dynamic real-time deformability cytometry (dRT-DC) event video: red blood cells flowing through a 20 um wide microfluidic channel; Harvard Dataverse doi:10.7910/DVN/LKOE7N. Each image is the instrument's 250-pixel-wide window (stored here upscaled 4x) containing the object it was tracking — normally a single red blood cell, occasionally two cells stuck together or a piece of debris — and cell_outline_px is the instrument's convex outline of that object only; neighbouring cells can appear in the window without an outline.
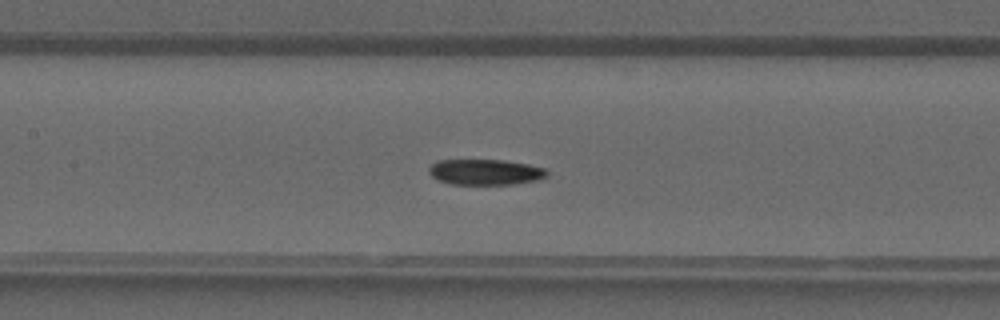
{"species": "common noctule bat (a hibernating species)", "species_latin": "Nyctalus noctula", "temperature_condition": "warm", "stored_images_in_passage": 35, "camera_frame_rate_fps": 3000, "um_per_image_px": 0.085, "animal": {"sex": "male", "forearm_length_mm": 52.5}, "frame": {"image": 1, "passage_image": 14, "time_ms": 4.333, "image_size_px": [1000, 320], "cell_outline_px": [[548, 176], [540, 180], [516, 184], [452, 184], [440, 180], [432, 176], [428, 172], [428, 168], [432, 164], [440, 160], [504, 160], [528, 164], [544, 168], [548, 172]], "centroid_in_image_um": [41.3, 14.62], "position_along_channel_um": 166.1, "area_um2": 17.69}}
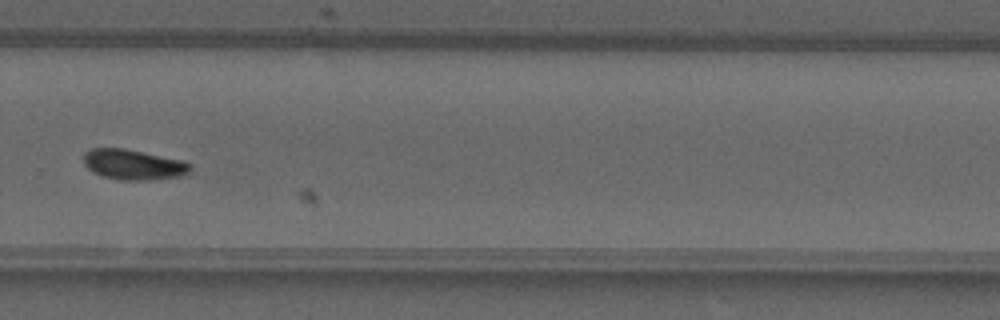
{"frame": {"image": 2, "passage_image": 23, "time_ms": 7.333, "image_size_px": [1000, 320], "cell_outline_px": [[192, 168], [188, 172], [180, 176], [148, 180], [120, 180], [104, 176], [92, 172], [84, 164], [84, 152], [92, 148], [124, 148], [184, 160], [192, 164]], "centroid_in_image_um": [11.35, 13.98], "position_along_channel_um": 318.5, "area_um2": 18.9}}
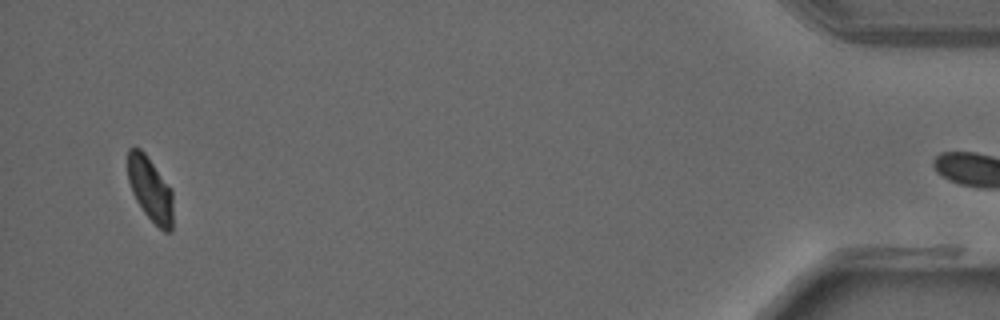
{"frame": {"image": 3, "passage_image": 34, "time_ms": 11.0, "image_size_px": [1000, 320], "cell_outline_px": [[172, 232], [164, 232], [144, 212], [136, 200], [132, 192], [128, 180], [128, 148], [140, 148], [144, 152], [172, 188]], "centroid_in_image_um": [12.78, 16.08], "position_along_channel_um": 422.4, "area_um2": 16.88}}